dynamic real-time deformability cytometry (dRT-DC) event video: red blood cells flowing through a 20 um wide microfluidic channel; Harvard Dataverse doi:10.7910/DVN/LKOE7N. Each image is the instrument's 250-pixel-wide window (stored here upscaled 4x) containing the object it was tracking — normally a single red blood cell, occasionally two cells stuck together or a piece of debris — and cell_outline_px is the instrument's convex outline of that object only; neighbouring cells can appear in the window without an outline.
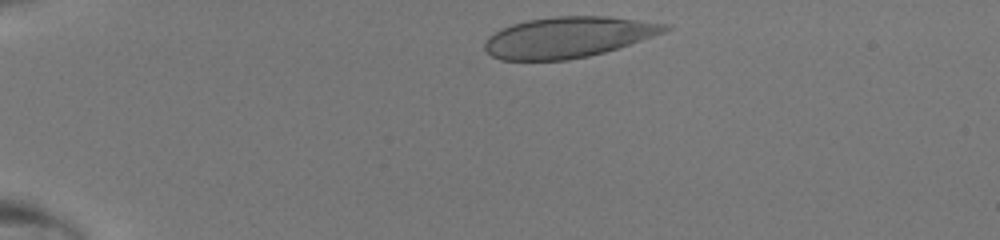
{"species": "human", "species_latin": "Homo sapiens", "temperature_condition": "room temperature", "stored_images_in_passage": 34, "camera_frame_rate_fps": 3000, "um_per_image_px": 0.085, "donor": {"sex": "male"}, "frame": {"image": 1, "passage_image": 2, "time_ms": 0.333, "image_size_px": [1000, 240], "cell_outline_px": [[672, 28], [664, 32], [604, 52], [588, 56], [568, 60], [500, 60], [492, 56], [484, 48], [484, 44], [488, 36], [512, 24], [528, 20], [556, 16], [608, 16], [672, 24]], "centroid_in_image_um": [48.29, 3.16], "position_along_channel_um": 36.7, "area_um2": 42.6}}
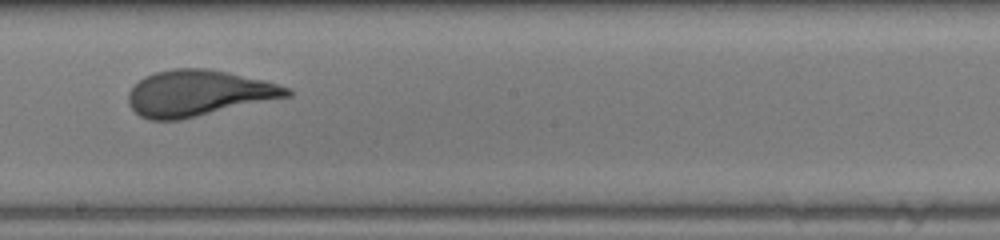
{"frame": {"image": 2, "passage_image": 20, "time_ms": 6.333, "image_size_px": [1000, 240], "cell_outline_px": [[292, 96], [180, 120], [148, 120], [140, 116], [128, 104], [128, 92], [144, 76], [156, 72], [172, 68], [208, 68], [228, 72], [264, 80], [288, 88], [292, 92]], "centroid_in_image_um": [16.85, 7.92], "position_along_channel_um": 231.3, "area_um2": 42.54}}
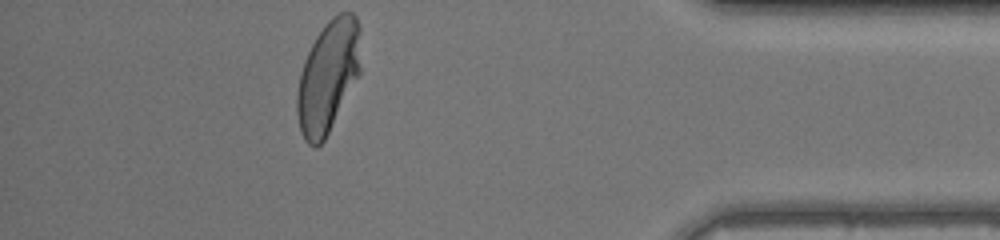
{"frame": {"image": 3, "passage_image": 34, "time_ms": 11.0, "image_size_px": [1000, 240], "cell_outline_px": [[360, 76], [324, 140], [316, 148], [308, 144], [304, 140], [300, 132], [296, 112], [296, 96], [300, 72], [304, 60], [316, 36], [324, 24], [332, 16], [340, 12], [352, 12], [356, 16], [360, 28]], "centroid_in_image_um": [27.89, 6.5], "position_along_channel_um": 407.3, "area_um2": 42.14}}